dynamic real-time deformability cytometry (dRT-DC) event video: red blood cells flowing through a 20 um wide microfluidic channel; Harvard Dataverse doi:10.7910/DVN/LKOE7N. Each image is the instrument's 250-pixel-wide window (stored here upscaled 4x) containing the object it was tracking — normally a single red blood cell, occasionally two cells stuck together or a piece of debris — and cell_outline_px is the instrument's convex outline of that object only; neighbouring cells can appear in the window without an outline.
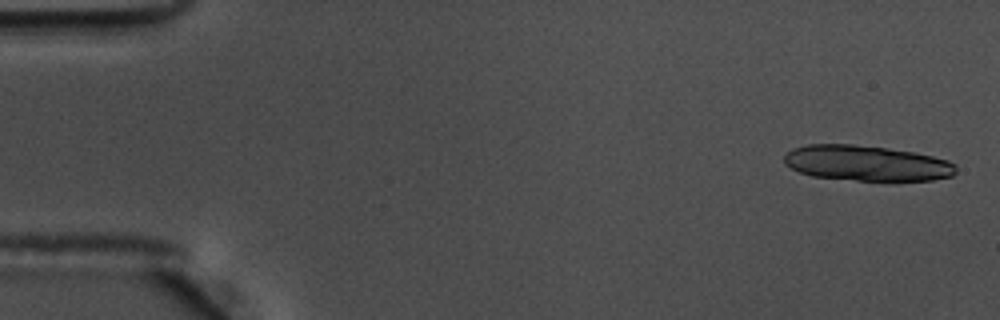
{"species": "common noctule bat (a hibernating species)", "species_latin": "Nyctalus noctula", "temperature_condition": "warm", "stored_images_in_passage": 11, "camera_frame_rate_fps": 3000, "um_per_image_px": 0.085, "animal": {"sex": "male", "body_mass_g": 17.5, "forearm_length_mm": 52.3}, "frame": {"image": 1, "passage_image": 2, "time_ms": 0.333, "image_size_px": [1000, 320], "cell_outline_px": [[956, 172], [952, 176], [932, 180], [856, 180], [812, 176], [800, 172], [784, 164], [784, 156], [792, 148], [808, 144], [852, 144], [888, 148], [912, 152], [932, 156], [948, 160], [956, 164]], "centroid_in_image_um": [73.66, 13.86], "position_along_channel_um": 11.3, "area_um2": 35.37}}